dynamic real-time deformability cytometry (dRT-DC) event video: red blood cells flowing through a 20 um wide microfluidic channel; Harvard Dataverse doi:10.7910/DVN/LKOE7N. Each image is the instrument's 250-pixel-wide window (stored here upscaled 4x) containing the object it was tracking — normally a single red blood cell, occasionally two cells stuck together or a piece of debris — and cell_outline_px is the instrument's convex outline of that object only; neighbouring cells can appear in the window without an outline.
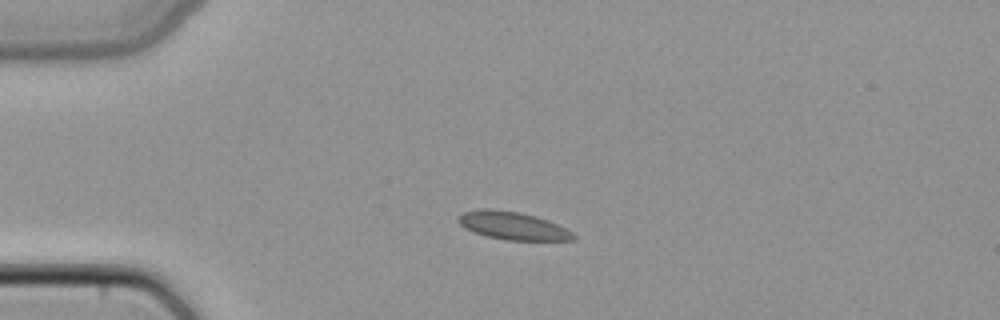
{"species": "common noctule bat (a hibernating species)", "species_latin": "Nyctalus noctula", "temperature_condition": "cold", "stored_images_in_passage": 38, "camera_frame_rate_fps": 3000, "um_per_image_px": 0.085, "animal": {"sex": "female", "body_mass_g": 22.7, "forearm_length_mm": 54.2}, "frame": {"image": 1, "passage_image": 1, "time_ms": 0.0, "image_size_px": [1000, 320], "cell_outline_px": [[576, 240], [508, 240], [488, 236], [464, 228], [456, 220], [456, 216], [464, 212], [480, 208], [492, 208], [520, 212], [536, 216], [548, 220], [572, 232], [576, 236]], "centroid_in_image_um": [43.55, 19.17], "position_along_channel_um": 41.4, "area_um2": 18.73}}
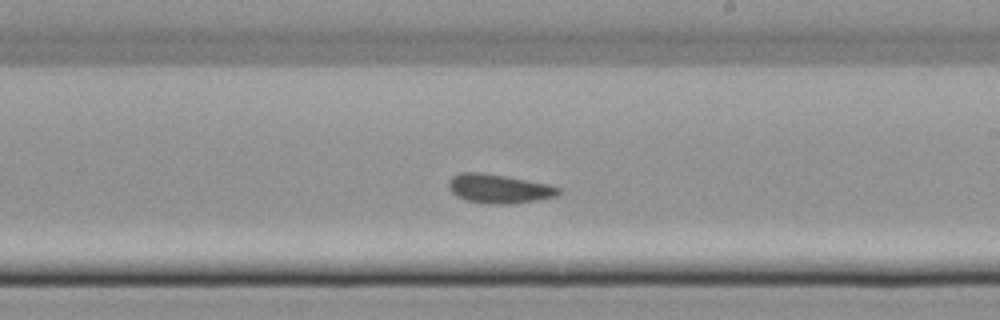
{"frame": {"image": 2, "passage_image": 18, "time_ms": 5.667, "image_size_px": [1000, 320], "cell_outline_px": [[560, 192], [556, 196], [536, 200], [508, 204], [488, 204], [468, 200], [456, 196], [448, 188], [448, 180], [452, 176], [460, 172], [484, 172], [548, 184], [560, 188]], "centroid_in_image_um": [42.36, 16.03], "position_along_channel_um": 246.6, "area_um2": 18.55}}
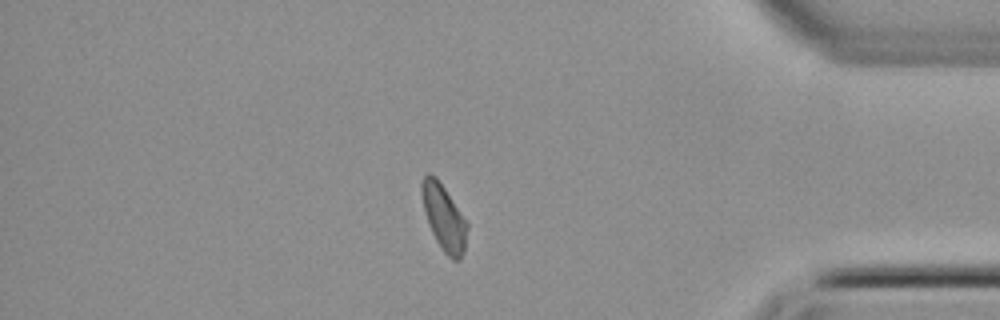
{"frame": {"image": 3, "passage_image": 31, "time_ms": 10.0, "image_size_px": [1000, 320], "cell_outline_px": [[468, 228], [464, 252], [460, 260], [452, 260], [444, 252], [436, 240], [428, 224], [424, 212], [420, 188], [420, 184], [424, 176], [428, 172], [436, 176], [468, 220]], "centroid_in_image_um": [37.74, 18.47], "position_along_channel_um": 397.5, "area_um2": 17.8}}